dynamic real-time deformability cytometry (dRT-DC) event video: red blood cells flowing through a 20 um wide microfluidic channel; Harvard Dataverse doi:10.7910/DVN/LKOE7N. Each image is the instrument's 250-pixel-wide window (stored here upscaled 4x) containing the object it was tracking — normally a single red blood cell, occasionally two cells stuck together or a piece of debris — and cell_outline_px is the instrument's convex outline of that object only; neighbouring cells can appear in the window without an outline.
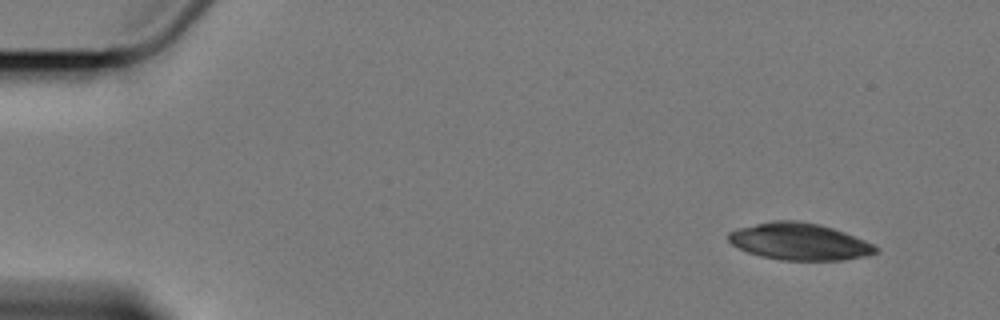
{"species": "Egyptian fruit bat (a non-hibernating species)", "species_latin": "Rousettus aegyptiacus", "temperature_condition": "cold", "stored_images_in_passage": 5, "camera_frame_rate_fps": 3000, "um_per_image_px": 0.085, "animal": {"sex": "female"}, "frame": {"image": 1, "passage_image": 1, "time_ms": 0.0, "image_size_px": [1000, 320], "cell_outline_px": [[880, 252], [868, 256], [844, 260], [784, 260], [760, 256], [748, 252], [732, 244], [728, 240], [728, 232], [736, 228], [772, 220], [800, 220], [820, 224], [844, 232], [864, 240], [880, 248]], "centroid_in_image_um": [67.97, 20.53], "position_along_channel_um": 17.0, "area_um2": 31.91}}